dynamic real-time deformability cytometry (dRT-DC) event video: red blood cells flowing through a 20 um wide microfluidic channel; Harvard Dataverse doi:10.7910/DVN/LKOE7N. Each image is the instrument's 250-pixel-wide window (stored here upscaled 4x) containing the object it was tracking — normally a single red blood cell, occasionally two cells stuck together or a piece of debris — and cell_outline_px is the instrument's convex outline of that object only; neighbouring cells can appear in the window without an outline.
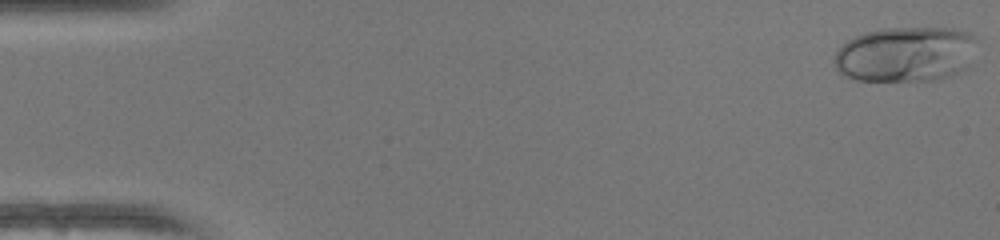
{"species": "human", "species_latin": "Homo sapiens", "temperature_condition": "warm", "stored_images_in_passage": 50, "camera_frame_rate_fps": 3000, "um_per_image_px": 0.085, "donor": {"sex": "female"}, "frame": {"image": 1, "passage_image": 1, "time_ms": 0.0, "image_size_px": [1000, 240], "cell_outline_px": [[980, 40], [968, 68], [940, 80], [856, 80], [844, 76], [836, 68], [832, 60], [836, 52], [848, 40], [856, 36], [868, 32], [884, 28], [952, 28], [968, 32], [976, 36]], "centroid_in_image_um": [77.04, 4.61], "position_along_channel_um": 8.0, "area_um2": 46.47}}
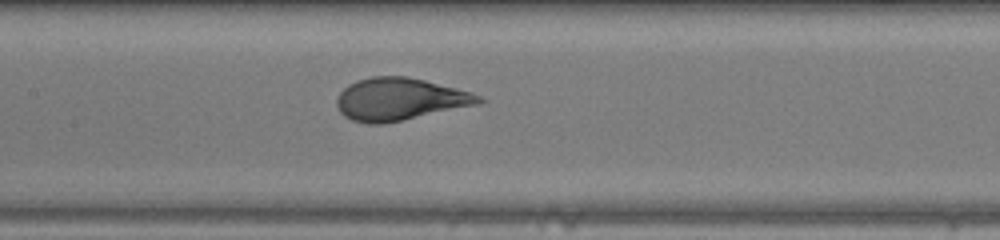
{"frame": {"image": 2, "passage_image": 24, "time_ms": 7.667, "image_size_px": [1000, 240], "cell_outline_px": [[484, 100], [480, 104], [384, 124], [368, 124], [352, 120], [344, 116], [340, 112], [336, 104], [336, 96], [348, 84], [356, 80], [372, 76], [408, 76], [472, 92], [480, 96]], "centroid_in_image_um": [33.95, 8.43], "position_along_channel_um": 173.4, "area_um2": 35.26}}
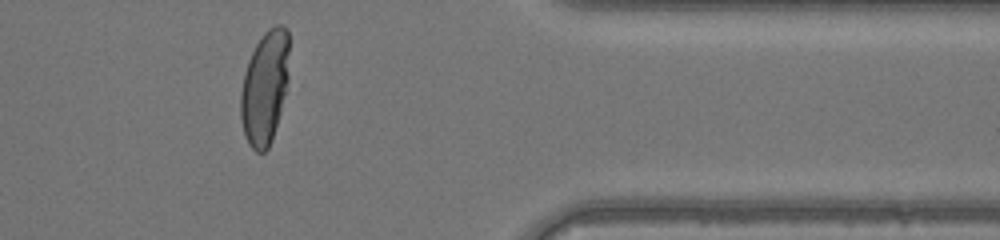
{"frame": {"image": 3, "passage_image": 41, "time_ms": 13.333, "image_size_px": [1000, 240], "cell_outline_px": [[288, 80], [280, 112], [272, 140], [268, 148], [264, 152], [256, 152], [248, 144], [244, 132], [240, 116], [240, 92], [244, 72], [248, 60], [256, 44], [264, 32], [268, 28], [276, 24], [280, 24], [288, 28]], "centroid_in_image_um": [22.5, 7.42], "position_along_channel_um": 388.9, "area_um2": 32.19}, "authors_computed_cell_mechanics": {"area_um2": 35.2291, "velocity_mm_per_s": 4.1592, "shape_relaxation_time_tau1_ms": 4.4282, "shape_relaxation_time_tau2_ms": null, "deformation_change_tau1": 0.2675, "deformation_change_tau2": null}}